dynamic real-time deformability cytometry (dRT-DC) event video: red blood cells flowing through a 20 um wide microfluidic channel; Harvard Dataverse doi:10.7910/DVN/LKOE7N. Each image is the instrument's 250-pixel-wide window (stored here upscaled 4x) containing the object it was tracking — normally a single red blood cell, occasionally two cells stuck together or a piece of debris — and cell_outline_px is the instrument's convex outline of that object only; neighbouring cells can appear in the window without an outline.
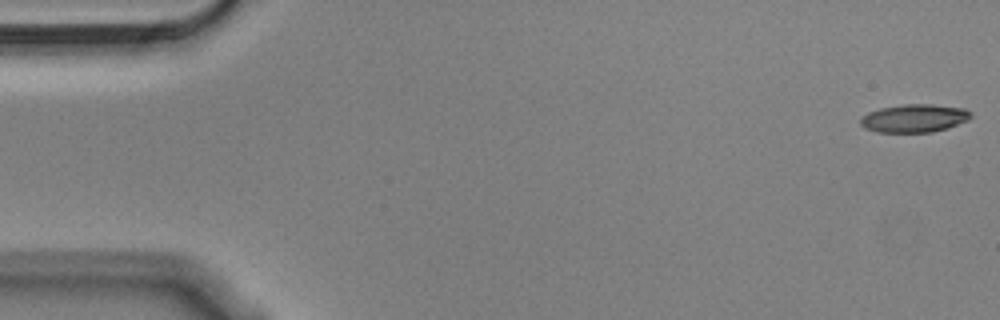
{"species": "Egyptian fruit bat (a non-hibernating species)", "species_latin": "Rousettus aegyptiacus", "temperature_condition": "cold", "stored_images_in_passage": 55, "camera_frame_rate_fps": 3000, "um_per_image_px": 0.085, "animal": {"sex": "male"}, "frame": {"image": 1, "passage_image": 1, "time_ms": 0.0, "image_size_px": [1000, 320], "cell_outline_px": [[972, 116], [968, 120], [948, 128], [932, 132], [876, 132], [864, 128], [860, 124], [860, 116], [868, 112], [880, 108], [904, 104], [932, 104], [964, 108], [972, 112]], "centroid_in_image_um": [77.7, 10.05], "position_along_channel_um": 7.3, "area_um2": 18.26}}
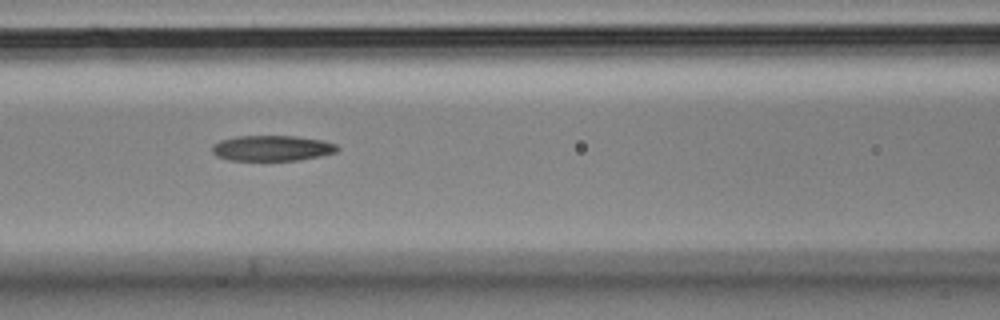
{"frame": {"image": 2, "passage_image": 23, "time_ms": 7.333, "image_size_px": [1000, 320], "cell_outline_px": [[340, 148], [336, 152], [320, 156], [296, 160], [228, 160], [216, 156], [212, 152], [212, 144], [220, 140], [236, 136], [296, 136], [320, 140], [336, 144]], "centroid_in_image_um": [23.09, 12.59], "position_along_channel_um": 143.5, "area_um2": 18.61}}
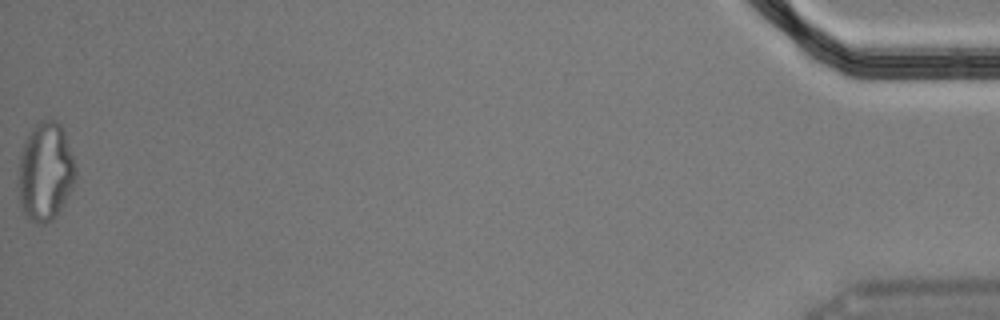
{"frame": {"image": 3, "passage_image": 55, "time_ms": 18.0, "image_size_px": [1000, 320], "cell_outline_px": [[76, 180], [68, 196], [56, 216], [52, 220], [44, 224], [36, 224], [24, 212], [20, 204], [16, 184], [20, 156], [24, 144], [32, 128], [40, 120], [56, 120], [60, 124], [64, 132], [76, 168]], "centroid_in_image_um": [3.84, 14.62], "position_along_channel_um": 431.4, "area_um2": 32.95}, "authors_computed_cell_mechanics": {"area_um2": 19.363, "velocity_mm_per_s": 3.6354, "shape_relaxation_time_tau1_ms": null, "shape_relaxation_time_tau2_ms": 8.1943, "deformation_change_tau1": null, "deformation_change_tau2": 0.2051}}